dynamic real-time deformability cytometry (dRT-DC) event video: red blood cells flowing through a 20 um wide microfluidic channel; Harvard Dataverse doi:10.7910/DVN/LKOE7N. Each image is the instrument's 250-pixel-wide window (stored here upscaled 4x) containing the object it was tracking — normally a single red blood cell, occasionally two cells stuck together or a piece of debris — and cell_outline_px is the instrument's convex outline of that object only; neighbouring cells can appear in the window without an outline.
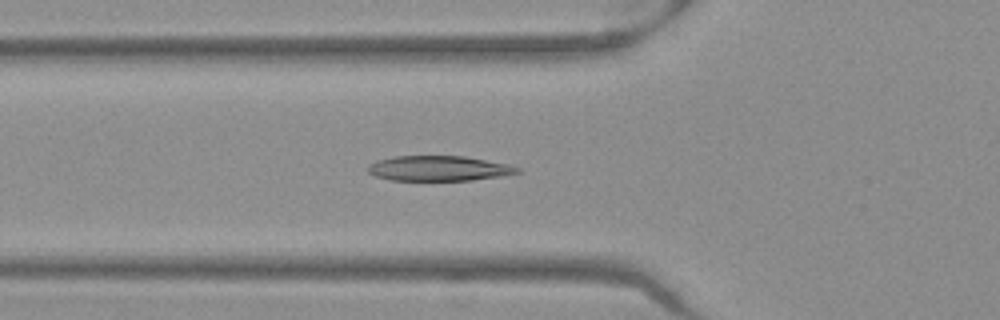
{"species": "Egyptian fruit bat (a non-hibernating species)", "species_latin": "Rousettus aegyptiacus", "temperature_condition": "warm", "stored_images_in_passage": 46, "camera_frame_rate_fps": 3000, "um_per_image_px": 0.085, "frame": {"image": 1, "passage_image": 13, "time_ms": 4.0, "image_size_px": [1000, 320], "cell_outline_px": [[520, 172], [500, 176], [472, 180], [392, 180], [376, 176], [368, 172], [368, 164], [376, 160], [392, 156], [464, 156], [508, 164], [520, 168]], "centroid_in_image_um": [37.27, 14.3], "position_along_channel_um": 88.5, "area_um2": 21.79}}
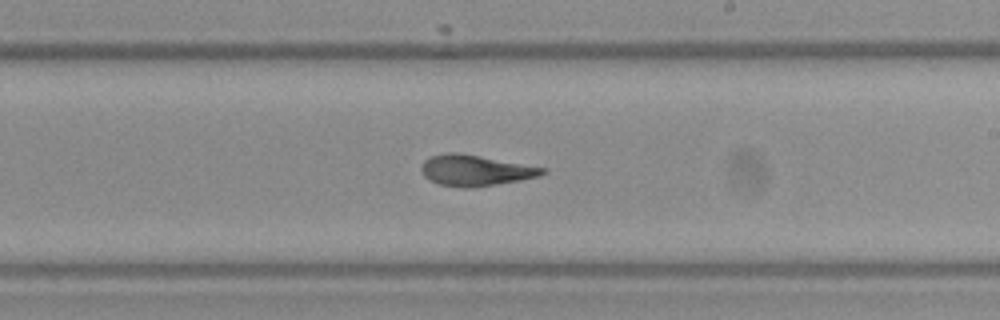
{"frame": {"image": 2, "passage_image": 25, "time_ms": 8.0, "image_size_px": [1000, 320], "cell_outline_px": [[548, 172], [540, 176], [520, 180], [496, 184], [468, 188], [464, 188], [440, 184], [428, 180], [424, 176], [420, 168], [424, 160], [428, 156], [448, 152], [460, 152], [544, 168]], "centroid_in_image_um": [40.36, 14.47], "position_along_channel_um": 248.6, "area_um2": 21.79}}
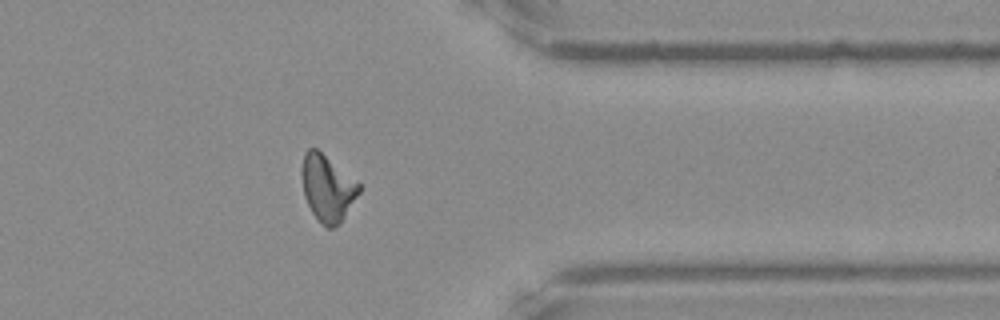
{"frame": {"image": 3, "passage_image": 36, "time_ms": 11.667, "image_size_px": [1000, 320], "cell_outline_px": [[360, 192], [340, 224], [332, 228], [328, 228], [320, 224], [312, 212], [304, 196], [300, 172], [304, 152], [308, 148], [316, 148], [360, 184]], "centroid_in_image_um": [27.8, 16.0], "position_along_channel_um": 383.6, "area_um2": 22.14}, "authors_computed_cell_mechanics": {"area_um2": 22.0218, "velocity_mm_per_s": 3.9807, "shape_relaxation_time_tau1_ms": 4.3145, "shape_relaxation_time_tau2_ms": 2.0284, "deformation_change_tau1": 0.2057, "deformation_change_tau2": 0.104}}